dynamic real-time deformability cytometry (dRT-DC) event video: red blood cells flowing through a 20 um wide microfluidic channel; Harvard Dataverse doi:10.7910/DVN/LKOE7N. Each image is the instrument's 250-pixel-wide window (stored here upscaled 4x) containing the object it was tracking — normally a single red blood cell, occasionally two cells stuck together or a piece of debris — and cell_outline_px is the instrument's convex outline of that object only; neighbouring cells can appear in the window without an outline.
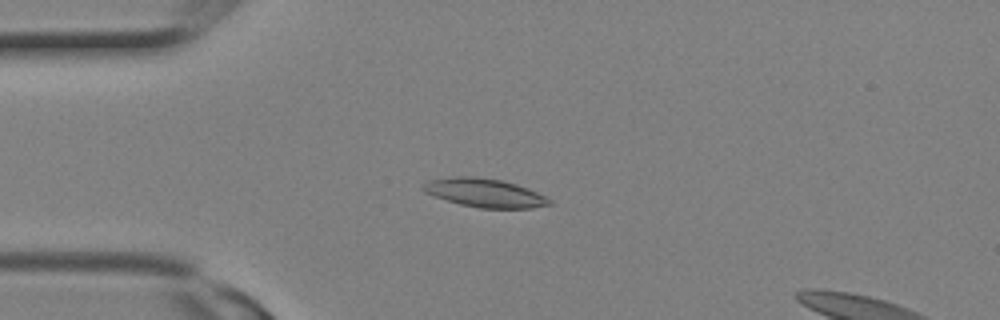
{"species": "Egyptian fruit bat (a non-hibernating species)", "species_latin": "Rousettus aegyptiacus", "temperature_condition": "room temperature", "stored_images_in_passage": 5, "camera_frame_rate_fps": 3000, "um_per_image_px": 0.085, "animal": {"sex": "female"}, "frame": {"image": 1, "passage_image": 3, "time_ms": 0.667, "image_size_px": [1000, 320], "cell_outline_px": [[552, 204], [532, 208], [480, 208], [460, 204], [424, 192], [420, 188], [428, 180], [456, 176], [476, 176], [504, 180], [528, 188], [552, 200]], "centroid_in_image_um": [41.2, 16.38], "position_along_channel_um": 43.8, "area_um2": 21.04}}